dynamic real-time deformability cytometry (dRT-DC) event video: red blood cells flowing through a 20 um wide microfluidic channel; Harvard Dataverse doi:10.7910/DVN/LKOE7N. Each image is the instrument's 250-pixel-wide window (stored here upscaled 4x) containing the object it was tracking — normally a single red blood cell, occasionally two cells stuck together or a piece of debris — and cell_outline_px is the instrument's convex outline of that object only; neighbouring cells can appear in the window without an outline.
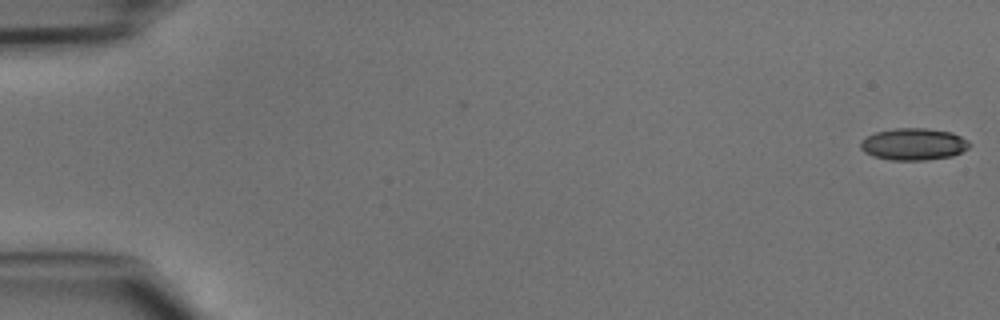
{"species": "common noctule bat (a hibernating species)", "species_latin": "Nyctalus noctula", "temperature_condition": "cold", "stored_images_in_passage": 47, "camera_frame_rate_fps": 3000, "um_per_image_px": 0.085, "animal": {"sex": "male", "body_mass_g": 15.6}, "frame": {"image": 1, "passage_image": 1, "time_ms": 0.0, "image_size_px": [1000, 320], "cell_outline_px": [[972, 144], [968, 148], [952, 156], [928, 160], [892, 160], [872, 156], [864, 152], [860, 148], [860, 140], [876, 132], [896, 128], [924, 128], [952, 132], [968, 140]], "centroid_in_image_um": [77.65, 12.26], "position_along_channel_um": 7.3, "area_um2": 20.35}}
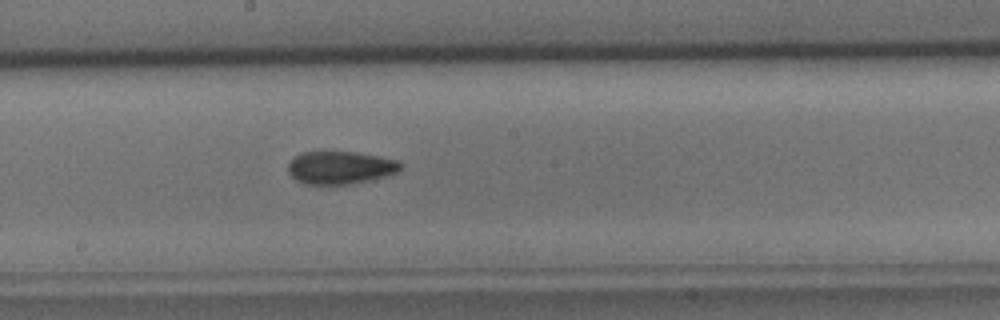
{"frame": {"image": 2, "passage_image": 26, "time_ms": 8.333, "image_size_px": [1000, 320], "cell_outline_px": [[404, 164], [396, 172], [384, 176], [368, 180], [348, 184], [308, 184], [296, 180], [288, 172], [288, 164], [300, 152], [356, 152], [400, 160]], "centroid_in_image_um": [28.93, 14.23], "position_along_channel_um": 219.3, "area_um2": 21.33}}
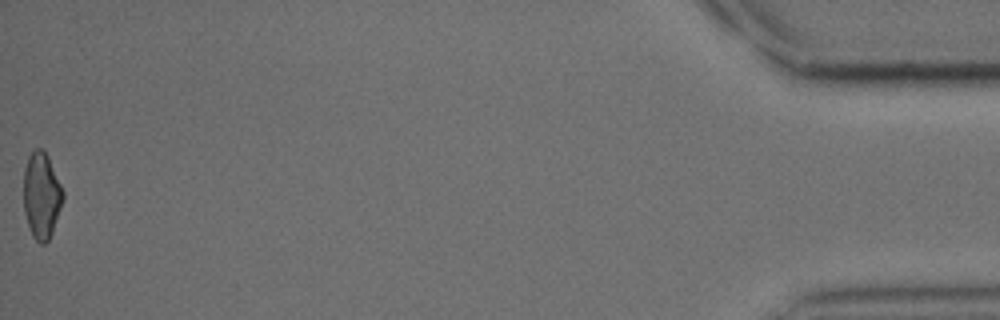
{"frame": {"image": 3, "passage_image": 47, "time_ms": 15.333, "image_size_px": [1000, 320], "cell_outline_px": [[64, 196], [52, 232], [48, 240], [44, 244], [40, 244], [32, 236], [24, 212], [24, 168], [28, 156], [36, 148], [44, 148], [48, 156], [64, 192]], "centroid_in_image_um": [3.52, 16.59], "position_along_channel_um": 431.7, "area_um2": 19.71}}